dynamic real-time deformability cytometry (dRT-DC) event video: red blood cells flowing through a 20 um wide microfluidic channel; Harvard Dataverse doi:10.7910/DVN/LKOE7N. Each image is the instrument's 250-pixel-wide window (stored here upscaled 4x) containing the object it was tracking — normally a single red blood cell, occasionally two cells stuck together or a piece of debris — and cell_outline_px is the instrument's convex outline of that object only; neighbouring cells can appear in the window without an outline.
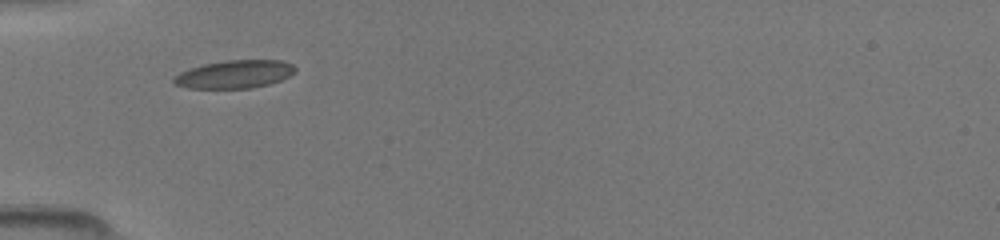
{"species": "common noctule bat (a hibernating species)", "species_latin": "Nyctalus noctula", "temperature_condition": "room temperature", "stored_images_in_passage": 34, "camera_frame_rate_fps": 3000, "um_per_image_px": 0.085, "animal": {"sex": "female", "body_mass_g": 19.5, "forearm_length_mm": 54.1}, "frame": {"image": 1, "passage_image": 1, "time_ms": 0.0, "image_size_px": [1000, 240], "cell_outline_px": [[296, 72], [280, 80], [268, 84], [252, 88], [188, 88], [176, 84], [172, 80], [180, 72], [204, 64], [224, 60], [280, 60], [292, 64], [296, 68]], "centroid_in_image_um": [19.97, 6.3], "position_along_channel_um": 65.0, "area_um2": 19.65}}
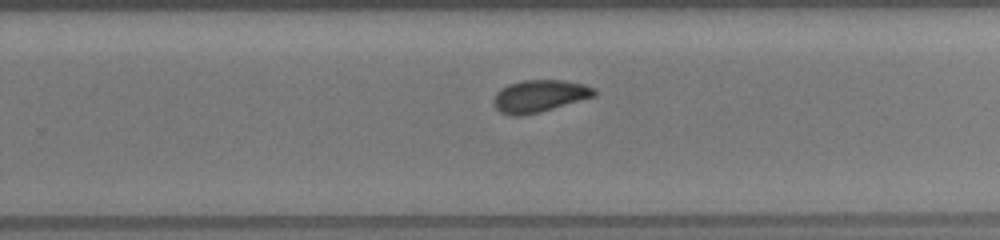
{"frame": {"image": 2, "passage_image": 17, "time_ms": 5.333, "image_size_px": [1000, 240], "cell_outline_px": [[596, 96], [540, 112], [520, 116], [512, 116], [500, 112], [496, 108], [492, 100], [496, 92], [500, 88], [508, 84], [524, 80], [564, 80], [584, 84], [596, 88]], "centroid_in_image_um": [45.85, 8.16], "position_along_channel_um": 284.0, "area_um2": 19.07}}
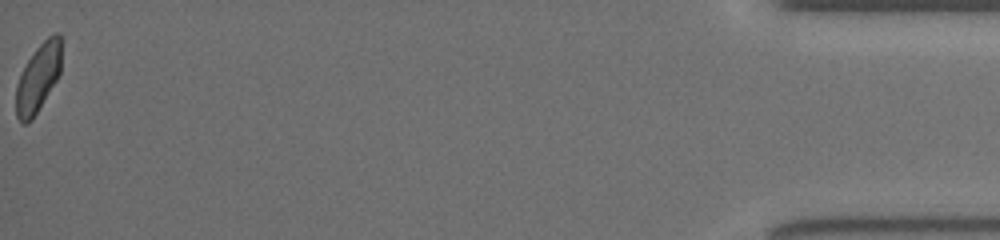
{"frame": {"image": 3, "passage_image": 34, "time_ms": 11.0, "image_size_px": [1000, 240], "cell_outline_px": [[60, 76], [32, 120], [28, 124], [24, 124], [16, 116], [16, 84], [28, 60], [36, 48], [52, 32], [60, 32]], "centroid_in_image_um": [3.25, 6.63], "position_along_channel_um": 431.9, "area_um2": 18.03}}